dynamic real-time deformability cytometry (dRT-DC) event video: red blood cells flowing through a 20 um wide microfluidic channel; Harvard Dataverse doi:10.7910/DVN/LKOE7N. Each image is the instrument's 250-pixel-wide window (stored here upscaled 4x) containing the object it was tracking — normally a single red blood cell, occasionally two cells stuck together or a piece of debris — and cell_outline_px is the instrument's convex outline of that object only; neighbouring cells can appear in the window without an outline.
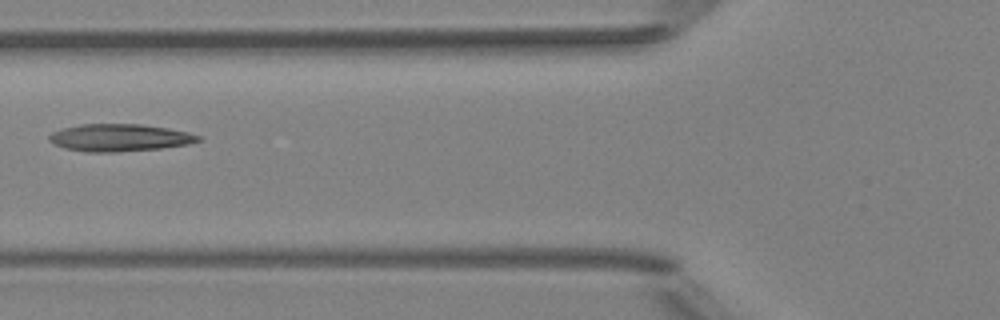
{"species": "Egyptian fruit bat (a non-hibernating species)", "species_latin": "Rousettus aegyptiacus", "temperature_condition": "room temperature", "stored_images_in_passage": 6, "camera_frame_rate_fps": 3000, "um_per_image_px": 0.085, "animal": {"sex": "female"}, "frame": {"image": 1, "passage_image": 6, "time_ms": 1.667, "image_size_px": [1000, 320], "cell_outline_px": [[200, 140], [188, 144], [160, 148], [116, 152], [88, 152], [64, 148], [48, 140], [48, 136], [52, 132], [64, 128], [80, 124], [140, 124], [168, 128], [188, 132], [200, 136]], "centroid_in_image_um": [10.15, 11.7], "position_along_channel_um": 115.7, "area_um2": 23.58}}